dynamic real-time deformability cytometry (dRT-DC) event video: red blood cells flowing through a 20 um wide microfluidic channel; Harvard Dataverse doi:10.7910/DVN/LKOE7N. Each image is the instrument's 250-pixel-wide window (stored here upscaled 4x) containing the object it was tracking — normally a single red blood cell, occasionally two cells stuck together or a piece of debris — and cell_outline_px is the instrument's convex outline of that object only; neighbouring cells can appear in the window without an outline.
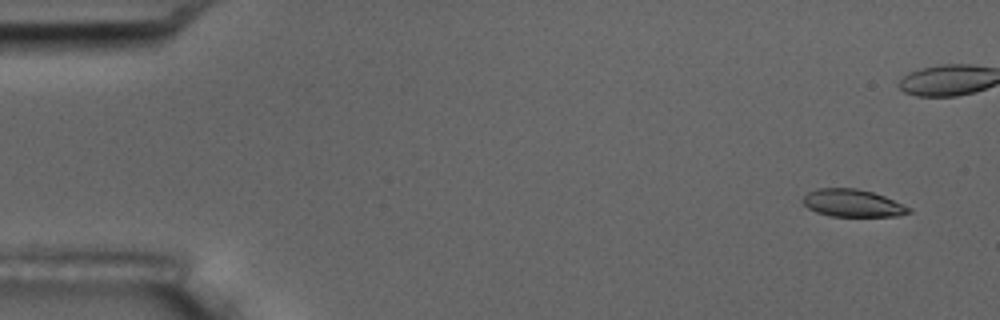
{"species": "common noctule bat (a hibernating species)", "species_latin": "Nyctalus noctula", "temperature_condition": "room temperature", "stored_images_in_passage": 5, "camera_frame_rate_fps": 3000, "um_per_image_px": 0.085, "animal": {"sex": "male", "body_mass_g": 17.5, "forearm_length_mm": 52.3}, "frame": {"image": 1, "passage_image": 1, "time_ms": 0.0, "image_size_px": [1000, 320], "cell_outline_px": [[912, 212], [900, 216], [832, 216], [816, 212], [808, 208], [804, 204], [804, 196], [808, 192], [816, 188], [856, 188], [872, 192], [884, 196], [912, 208]], "centroid_in_image_um": [72.5, 17.27], "position_along_channel_um": 12.5, "area_um2": 16.94}}
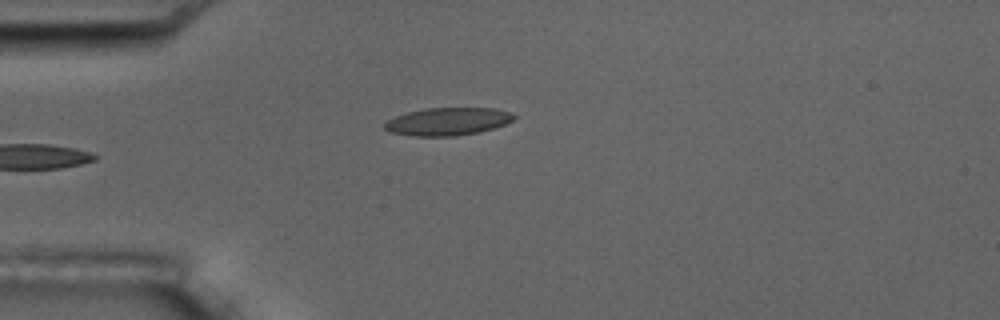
{"frame": {"image": 2, "passage_image": 5, "time_ms": 5.333, "image_size_px": [1000, 320], "cell_outline_px": [[516, 116], [512, 120], [504, 124], [480, 132], [456, 136], [412, 136], [392, 132], [384, 128], [384, 124], [388, 120], [396, 116], [408, 112], [428, 108], [496, 108], [508, 112]], "centroid_in_image_um": [38.05, 10.33], "position_along_channel_um": 46.9, "area_um2": 20.69}}